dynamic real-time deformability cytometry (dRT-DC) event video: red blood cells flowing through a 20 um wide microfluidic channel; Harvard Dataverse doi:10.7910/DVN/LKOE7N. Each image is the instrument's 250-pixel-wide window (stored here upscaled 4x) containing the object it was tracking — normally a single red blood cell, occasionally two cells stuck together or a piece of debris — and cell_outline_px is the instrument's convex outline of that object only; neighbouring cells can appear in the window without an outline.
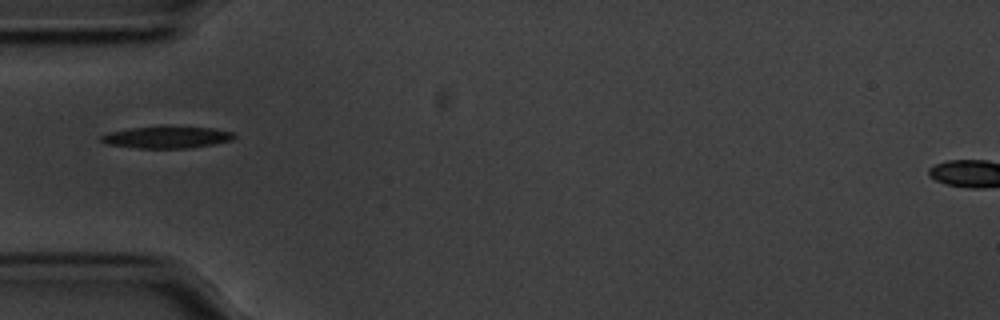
{"species": "common noctule bat (a hibernating species)", "species_latin": "Nyctalus noctula", "temperature_condition": "cold", "stored_images_in_passage": 40, "camera_frame_rate_fps": 3000, "um_per_image_px": 0.085, "animal": {"sex": "male", "body_mass_g": 20.1, "forearm_length_mm": 53.5}, "frame": {"image": 1, "passage_image": 1, "time_ms": 0.0, "image_size_px": [1000, 320], "cell_outline_px": [[236, 136], [232, 140], [192, 148], [136, 148], [108, 144], [100, 140], [100, 136], [108, 132], [132, 128], [160, 124], [172, 124], [212, 128], [236, 132]], "centroid_in_image_um": [14.22, 11.62], "position_along_channel_um": 70.8, "area_um2": 17.74}}
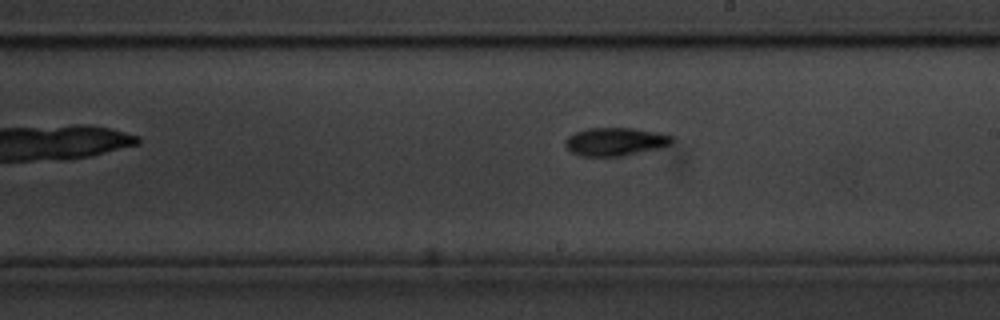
{"frame": {"image": 2, "passage_image": 15, "time_ms": 4.667, "image_size_px": [1000, 320], "cell_outline_px": [[676, 140], [672, 144], [660, 148], [620, 156], [580, 156], [572, 152], [564, 144], [564, 140], [568, 136], [576, 132], [588, 128], [632, 128], [660, 132], [676, 136]], "centroid_in_image_um": [52.36, 12.03], "position_along_channel_um": 236.6, "area_um2": 17.74}}
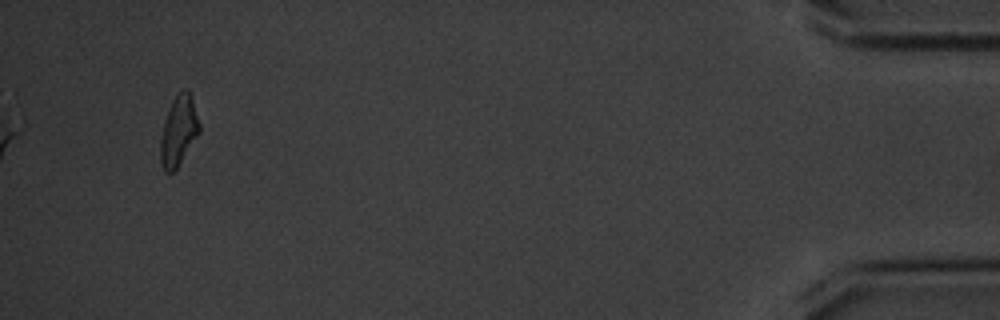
{"frame": {"image": 3, "passage_image": 37, "time_ms": 12.0, "image_size_px": [1000, 320], "cell_outline_px": [[200, 132], [176, 168], [172, 172], [164, 172], [160, 160], [160, 140], [164, 120], [168, 108], [172, 100], [184, 88], [188, 88], [192, 96], [200, 124]], "centroid_in_image_um": [15.18, 11.08], "position_along_channel_um": 420.0, "area_um2": 15.9}, "authors_computed_cell_mechanics": {"area_um2": 16.2996, "velocity_mm_per_s": 3.542, "shape_relaxation_time_tau1_ms": 2.7542, "shape_relaxation_time_tau2_ms": null, "deformation_change_tau1": 0.1496, "deformation_change_tau2": null}}